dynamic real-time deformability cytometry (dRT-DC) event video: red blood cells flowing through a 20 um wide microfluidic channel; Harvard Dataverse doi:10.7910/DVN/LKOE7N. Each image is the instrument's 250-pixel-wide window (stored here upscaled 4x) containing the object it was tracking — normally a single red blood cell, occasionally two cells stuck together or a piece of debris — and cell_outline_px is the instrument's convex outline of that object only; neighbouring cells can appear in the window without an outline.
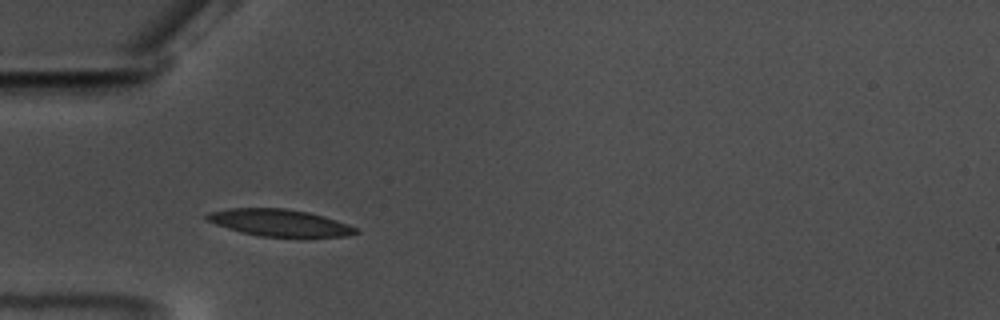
{"species": "common noctule bat (a hibernating species)", "species_latin": "Nyctalus noctula", "temperature_condition": "warm", "stored_images_in_passage": 24, "camera_frame_rate_fps": 3000, "um_per_image_px": 0.085, "animal": {"sex": "male", "body_mass_g": 17.5, "forearm_length_mm": 52.3}, "frame": {"image": 1, "passage_image": 3, "time_ms": 0.667, "image_size_px": [1000, 320], "cell_outline_px": [[360, 232], [348, 236], [304, 240], [260, 236], [240, 232], [216, 224], [208, 220], [204, 216], [208, 212], [228, 208], [284, 208], [308, 212], [324, 216], [348, 224], [356, 228]], "centroid_in_image_um": [23.85, 18.98], "position_along_channel_um": 61.2, "area_um2": 24.39}}
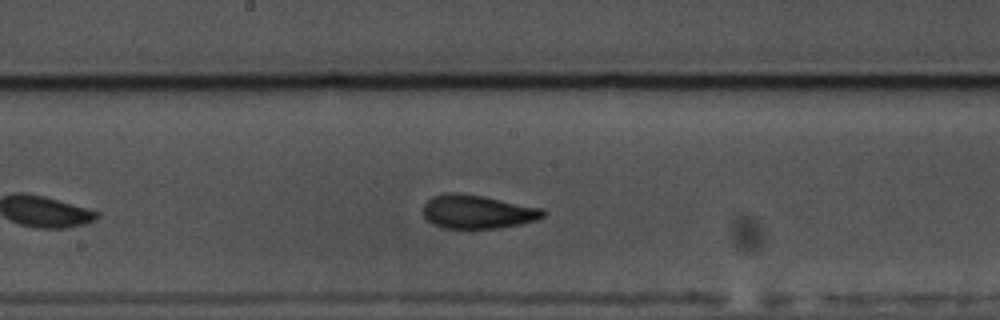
{"frame": {"image": 2, "passage_image": 16, "time_ms": 5.0, "image_size_px": [1000, 320], "cell_outline_px": [[548, 212], [544, 216], [536, 220], [520, 224], [500, 228], [440, 228], [432, 224], [424, 216], [424, 204], [432, 196], [444, 192], [452, 192], [484, 196], [544, 208]], "centroid_in_image_um": [40.6, 17.99], "position_along_channel_um": 207.6, "area_um2": 23.76}}
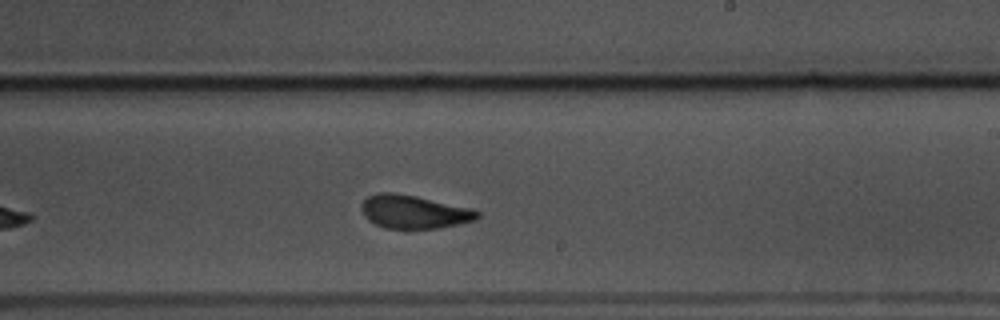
{"frame": {"image": 3, "passage_image": 20, "time_ms": 6.333, "image_size_px": [1000, 320], "cell_outline_px": [[480, 216], [476, 220], [436, 228], [384, 228], [368, 220], [364, 216], [360, 208], [360, 204], [368, 196], [376, 192], [392, 192], [416, 196], [472, 208], [480, 212]], "centroid_in_image_um": [35.16, 17.99], "position_along_channel_um": 253.8, "area_um2": 22.54}}